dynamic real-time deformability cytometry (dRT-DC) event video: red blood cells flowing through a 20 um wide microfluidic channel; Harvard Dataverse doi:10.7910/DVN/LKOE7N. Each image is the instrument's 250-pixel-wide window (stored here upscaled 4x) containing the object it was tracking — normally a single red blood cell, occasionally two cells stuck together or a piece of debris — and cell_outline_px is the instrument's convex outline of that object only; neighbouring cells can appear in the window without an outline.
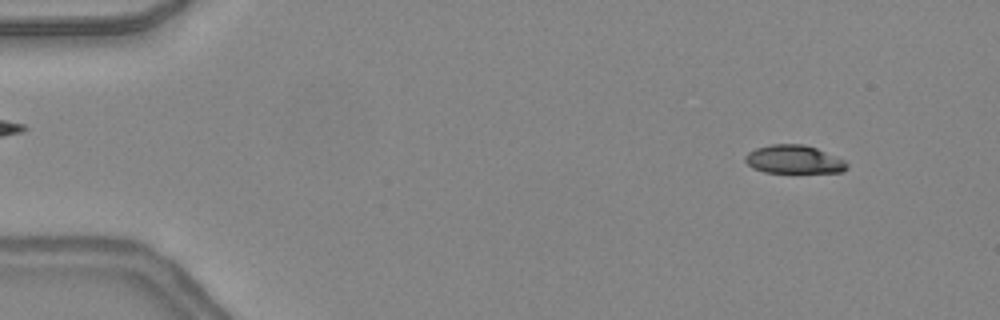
{"species": "common noctule bat (a hibernating species)", "species_latin": "Nyctalus noctula", "temperature_condition": "warm", "stored_images_in_passage": 48, "camera_frame_rate_fps": 3000, "um_per_image_px": 0.085, "animal": {"sex": "female", "body_mass_g": 24.6, "forearm_length_mm": 56.2}, "frame": {"image": 1, "passage_image": 5, "time_ms": 1.333, "image_size_px": [1000, 320], "cell_outline_px": [[848, 168], [844, 172], [764, 172], [752, 168], [744, 160], [744, 156], [748, 152], [756, 148], [772, 144], [804, 144], [816, 148], [844, 160], [848, 164]], "centroid_in_image_um": [67.46, 13.55], "position_along_channel_um": 17.5, "area_um2": 16.76}}
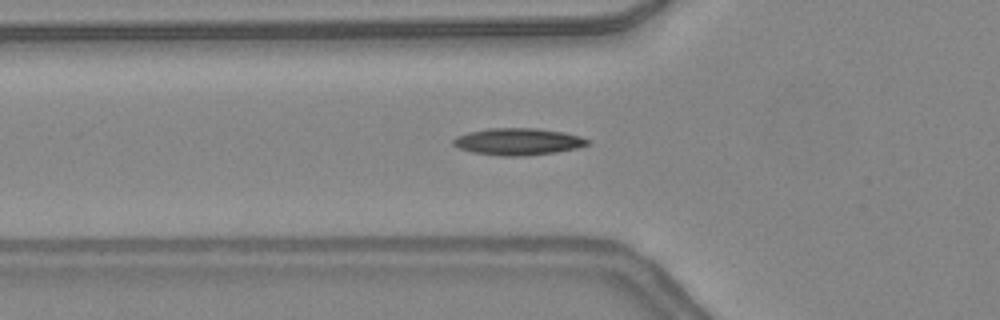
{"frame": {"image": 2, "passage_image": 17, "time_ms": 5.333, "image_size_px": [1000, 320], "cell_outline_px": [[588, 144], [576, 148], [556, 152], [524, 156], [500, 156], [472, 152], [460, 148], [452, 144], [452, 140], [456, 136], [468, 132], [488, 128], [536, 128], [564, 132], [580, 136], [588, 140]], "centroid_in_image_um": [44.0, 12.03], "position_along_channel_um": 81.8, "area_um2": 21.04}}
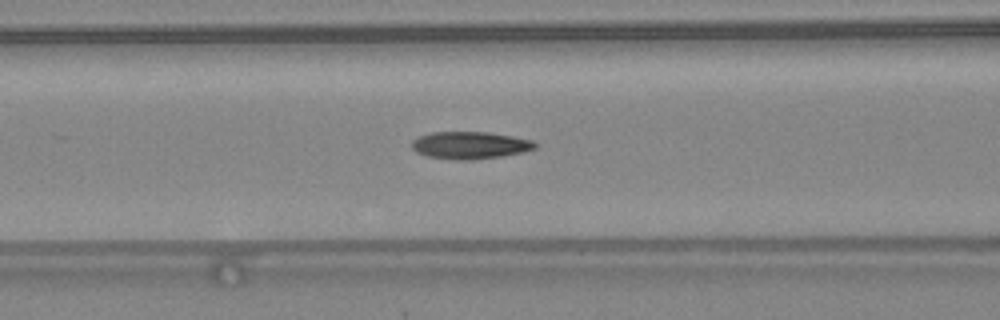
{"frame": {"image": 3, "passage_image": 20, "time_ms": 6.333, "image_size_px": [1000, 320], "cell_outline_px": [[536, 148], [524, 152], [504, 156], [472, 160], [456, 160], [428, 156], [416, 152], [412, 148], [412, 140], [420, 136], [432, 132], [488, 132], [512, 136], [532, 140], [536, 144]], "centroid_in_image_um": [39.96, 12.35], "position_along_channel_um": 126.6, "area_um2": 19.65}, "authors_computed_cell_mechanics": {"area_um2": 19.074, "velocity_mm_per_s": 4.3802, "shape_relaxation_time_tau1_ms": null, "shape_relaxation_time_tau2_ms": 2.0522, "deformation_change_tau1": null, "deformation_change_tau2": 0.1018}}